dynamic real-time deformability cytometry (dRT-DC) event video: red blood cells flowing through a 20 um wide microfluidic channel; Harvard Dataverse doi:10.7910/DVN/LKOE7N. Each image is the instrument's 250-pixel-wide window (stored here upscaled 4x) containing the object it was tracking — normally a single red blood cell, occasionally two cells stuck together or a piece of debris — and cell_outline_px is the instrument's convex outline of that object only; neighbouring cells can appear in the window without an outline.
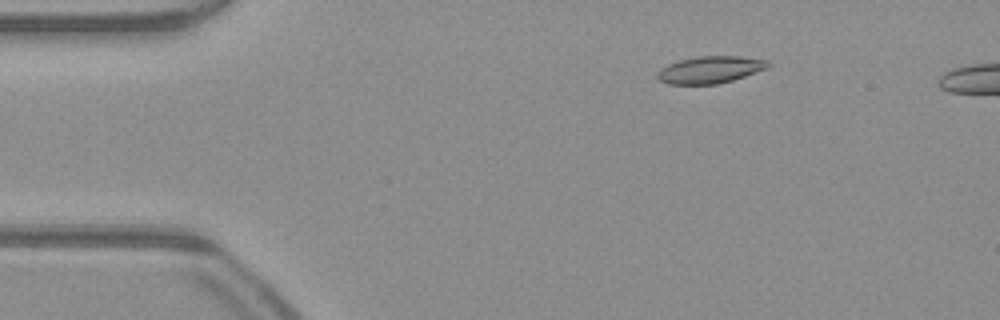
{"species": "common noctule bat (a hibernating species)", "species_latin": "Nyctalus noctula", "temperature_condition": "warm", "stored_images_in_passage": 48, "camera_frame_rate_fps": 3000, "um_per_image_px": 0.085, "animal": {"sex": "male", "body_mass_g": 23.1, "forearm_length_mm": 52.7}, "frame": {"image": 1, "passage_image": 8, "time_ms": 2.333, "image_size_px": [1000, 320], "cell_outline_px": [[772, 64], [768, 68], [732, 80], [716, 84], [668, 84], [660, 80], [656, 76], [656, 72], [660, 68], [668, 64], [680, 60], [696, 56], [740, 56], [768, 60]], "centroid_in_image_um": [60.36, 5.92], "position_along_channel_um": 24.6, "area_um2": 17.51}}
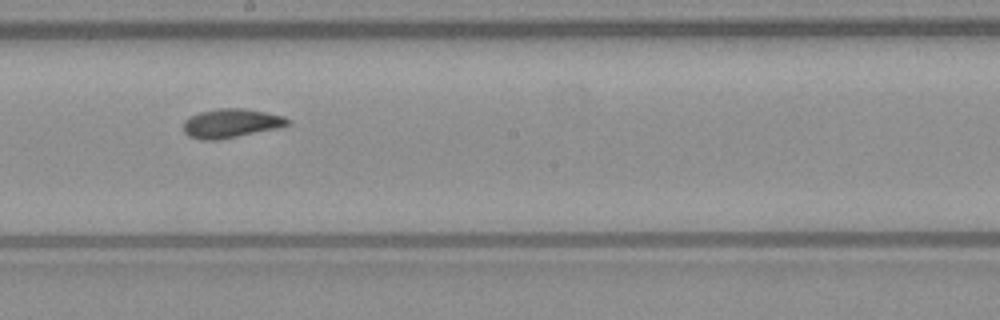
{"frame": {"image": 2, "passage_image": 28, "time_ms": 9.0, "image_size_px": [1000, 320], "cell_outline_px": [[292, 120], [288, 124], [276, 128], [216, 140], [200, 140], [188, 136], [184, 132], [184, 120], [188, 116], [200, 112], [220, 108], [244, 108], [284, 116]], "centroid_in_image_um": [19.6, 10.47], "position_along_channel_um": 228.6, "area_um2": 17.46}}
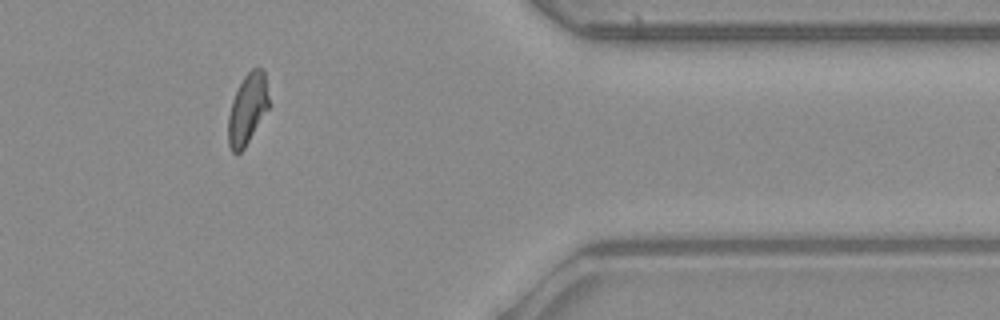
{"frame": {"image": 3, "passage_image": 42, "time_ms": 13.667, "image_size_px": [1000, 320], "cell_outline_px": [[268, 108], [244, 148], [240, 152], [232, 152], [228, 144], [228, 116], [232, 100], [244, 76], [252, 68], [264, 68], [268, 96]], "centroid_in_image_um": [21.02, 9.25], "position_along_channel_um": 390.4, "area_um2": 16.42}, "authors_computed_cell_mechanics": {"area_um2": 17.2244, "velocity_mm_per_s": 4.0356, "shape_relaxation_time_tau1_ms": 6.2246, "shape_relaxation_time_tau2_ms": 2.7185, "deformation_change_tau1": 0.1752, "deformation_change_tau2": 0.0782}}